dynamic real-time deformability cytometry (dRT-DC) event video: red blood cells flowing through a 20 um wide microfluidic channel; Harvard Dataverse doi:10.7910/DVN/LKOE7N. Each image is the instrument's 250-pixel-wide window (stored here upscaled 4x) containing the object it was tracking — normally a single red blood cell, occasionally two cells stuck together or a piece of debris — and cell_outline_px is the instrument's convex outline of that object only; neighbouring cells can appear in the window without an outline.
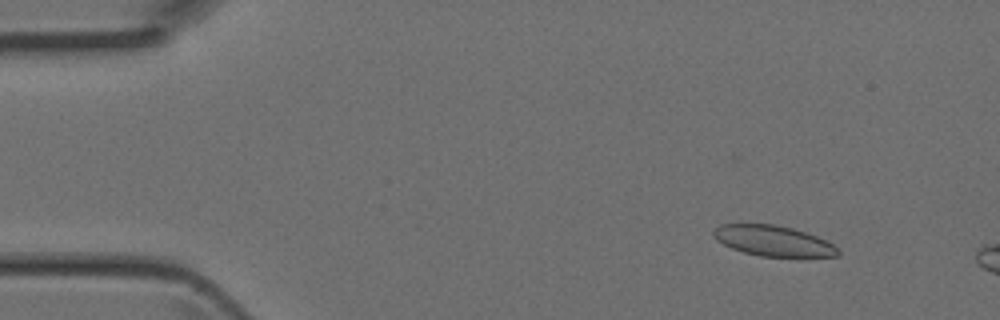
{"species": "Egyptian fruit bat (a non-hibernating species)", "species_latin": "Rousettus aegyptiacus", "temperature_condition": "room temperature", "stored_images_in_passage": 4, "camera_frame_rate_fps": 3000, "um_per_image_px": 0.085, "animal": {"sex": "female"}, "frame": {"image": 1, "passage_image": 2, "time_ms": 0.333, "image_size_px": [1000, 320], "cell_outline_px": [[840, 256], [760, 256], [744, 252], [732, 248], [716, 240], [712, 236], [712, 232], [720, 224], [776, 224], [792, 228], [816, 236], [832, 244], [840, 252]], "centroid_in_image_um": [65.68, 20.46], "position_along_channel_um": 19.3, "area_um2": 21.85}}